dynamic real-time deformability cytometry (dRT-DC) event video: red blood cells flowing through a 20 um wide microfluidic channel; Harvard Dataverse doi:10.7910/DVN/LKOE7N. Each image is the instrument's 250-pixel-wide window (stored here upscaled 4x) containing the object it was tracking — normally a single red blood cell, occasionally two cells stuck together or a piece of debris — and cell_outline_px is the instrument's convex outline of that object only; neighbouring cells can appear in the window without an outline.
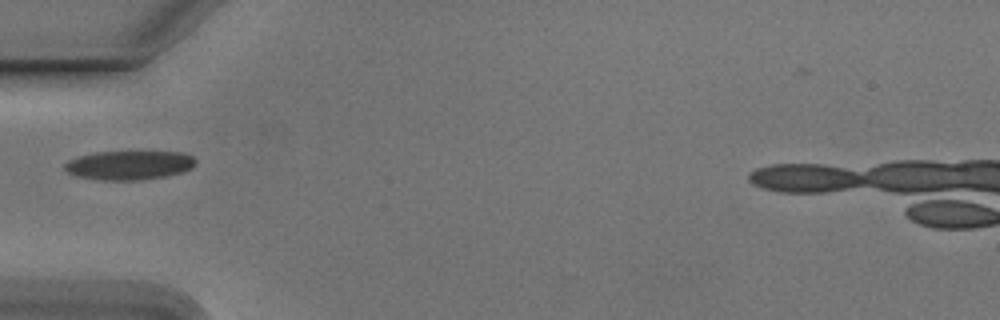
{"species": "Egyptian fruit bat (a non-hibernating species)", "species_latin": "Rousettus aegyptiacus", "temperature_condition": "cold", "stored_images_in_passage": 15, "camera_frame_rate_fps": 3000, "um_per_image_px": 0.085, "animal": {"sex": "male"}, "frame": {"image": 1, "passage_image": 1, "time_ms": 0.0, "image_size_px": [1000, 320], "cell_outline_px": [[196, 164], [192, 168], [180, 172], [164, 176], [140, 180], [100, 180], [76, 176], [68, 172], [64, 168], [64, 164], [68, 160], [80, 156], [96, 152], [180, 152], [192, 156], [196, 160]], "centroid_in_image_um": [10.97, 14.04], "position_along_channel_um": 74.0, "area_um2": 22.02}}
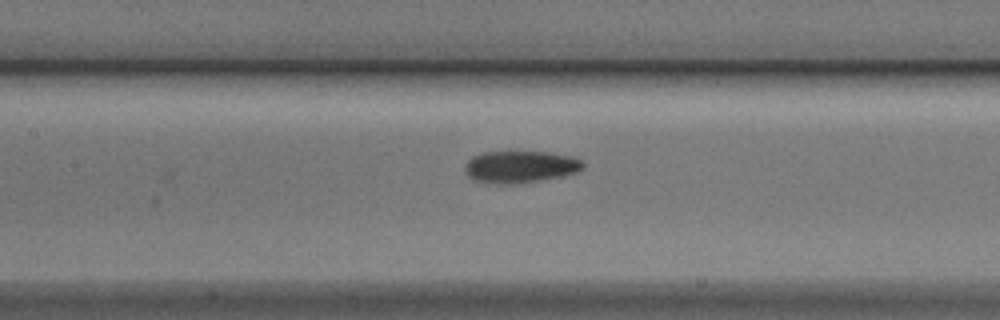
{"frame": {"image": 2, "passage_image": 8, "time_ms": 2.333, "image_size_px": [1000, 320], "cell_outline_px": [[584, 168], [576, 172], [560, 176], [512, 184], [496, 184], [472, 180], [468, 176], [464, 168], [464, 164], [472, 156], [484, 152], [548, 152], [572, 156], [580, 160], [584, 164]], "centroid_in_image_um": [44.17, 14.17], "position_along_channel_um": 163.2, "area_um2": 21.91}}
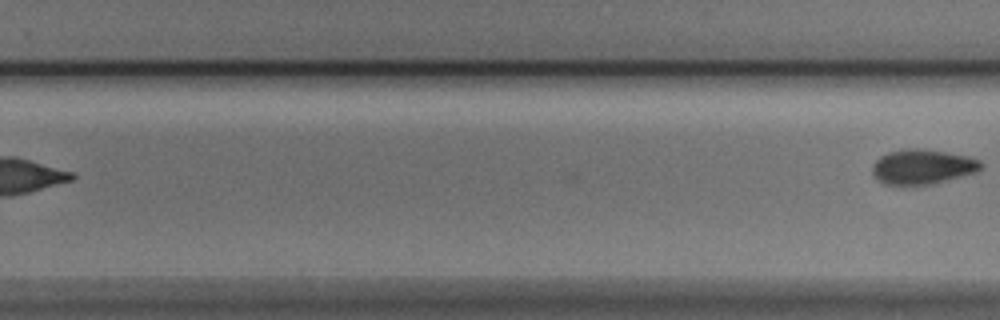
{"frame": {"image": 3, "passage_image": 15, "time_ms": 4.667, "image_size_px": [1000, 320], "cell_outline_px": [[984, 164], [976, 172], [936, 184], [904, 188], [884, 184], [872, 172], [872, 164], [880, 156], [888, 152], [908, 148], [920, 148], [968, 156], [980, 160]], "centroid_in_image_um": [78.39, 14.22], "position_along_channel_um": 251.4, "area_um2": 22.72}}